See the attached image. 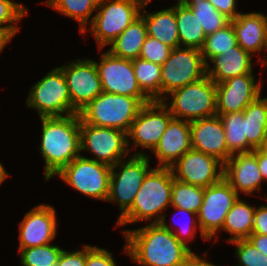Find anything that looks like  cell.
I'll return each instance as SVG.
<instances>
[{
  "label": "cell",
  "mask_w": 267,
  "mask_h": 266,
  "mask_svg": "<svg viewBox=\"0 0 267 266\" xmlns=\"http://www.w3.org/2000/svg\"><path fill=\"white\" fill-rule=\"evenodd\" d=\"M27 106L37 110L40 117L72 115V104L63 71L56 67L31 87Z\"/></svg>",
  "instance_id": "7"
},
{
  "label": "cell",
  "mask_w": 267,
  "mask_h": 266,
  "mask_svg": "<svg viewBox=\"0 0 267 266\" xmlns=\"http://www.w3.org/2000/svg\"><path fill=\"white\" fill-rule=\"evenodd\" d=\"M220 13L230 20L235 19L240 12H236V0H208Z\"/></svg>",
  "instance_id": "43"
},
{
  "label": "cell",
  "mask_w": 267,
  "mask_h": 266,
  "mask_svg": "<svg viewBox=\"0 0 267 266\" xmlns=\"http://www.w3.org/2000/svg\"><path fill=\"white\" fill-rule=\"evenodd\" d=\"M170 169L174 179L206 188L223 178L224 164L213 156L191 148Z\"/></svg>",
  "instance_id": "15"
},
{
  "label": "cell",
  "mask_w": 267,
  "mask_h": 266,
  "mask_svg": "<svg viewBox=\"0 0 267 266\" xmlns=\"http://www.w3.org/2000/svg\"><path fill=\"white\" fill-rule=\"evenodd\" d=\"M141 90L151 99L161 101V65L137 58L132 60Z\"/></svg>",
  "instance_id": "30"
},
{
  "label": "cell",
  "mask_w": 267,
  "mask_h": 266,
  "mask_svg": "<svg viewBox=\"0 0 267 266\" xmlns=\"http://www.w3.org/2000/svg\"><path fill=\"white\" fill-rule=\"evenodd\" d=\"M65 76L72 104V114L79 112L103 92L95 61L77 59L59 67Z\"/></svg>",
  "instance_id": "14"
},
{
  "label": "cell",
  "mask_w": 267,
  "mask_h": 266,
  "mask_svg": "<svg viewBox=\"0 0 267 266\" xmlns=\"http://www.w3.org/2000/svg\"><path fill=\"white\" fill-rule=\"evenodd\" d=\"M176 19L180 47L182 45L184 47L201 50L205 42L206 34L192 9L186 4L177 3Z\"/></svg>",
  "instance_id": "27"
},
{
  "label": "cell",
  "mask_w": 267,
  "mask_h": 266,
  "mask_svg": "<svg viewBox=\"0 0 267 266\" xmlns=\"http://www.w3.org/2000/svg\"><path fill=\"white\" fill-rule=\"evenodd\" d=\"M129 145L126 132L90 125L80 118V151L92 152L96 156L92 160L112 167L128 154Z\"/></svg>",
  "instance_id": "11"
},
{
  "label": "cell",
  "mask_w": 267,
  "mask_h": 266,
  "mask_svg": "<svg viewBox=\"0 0 267 266\" xmlns=\"http://www.w3.org/2000/svg\"><path fill=\"white\" fill-rule=\"evenodd\" d=\"M239 266H267V256L261 253L248 239L235 240Z\"/></svg>",
  "instance_id": "37"
},
{
  "label": "cell",
  "mask_w": 267,
  "mask_h": 266,
  "mask_svg": "<svg viewBox=\"0 0 267 266\" xmlns=\"http://www.w3.org/2000/svg\"><path fill=\"white\" fill-rule=\"evenodd\" d=\"M242 112L248 143L254 149L265 148L267 143V98L259 96Z\"/></svg>",
  "instance_id": "26"
},
{
  "label": "cell",
  "mask_w": 267,
  "mask_h": 266,
  "mask_svg": "<svg viewBox=\"0 0 267 266\" xmlns=\"http://www.w3.org/2000/svg\"><path fill=\"white\" fill-rule=\"evenodd\" d=\"M27 13L26 8L20 3L11 0H0V31H3L10 39L16 35L19 28L17 23ZM8 23V25H6ZM5 26H4V25ZM3 25V26H2Z\"/></svg>",
  "instance_id": "36"
},
{
  "label": "cell",
  "mask_w": 267,
  "mask_h": 266,
  "mask_svg": "<svg viewBox=\"0 0 267 266\" xmlns=\"http://www.w3.org/2000/svg\"><path fill=\"white\" fill-rule=\"evenodd\" d=\"M57 266H86V245L82 250L74 252L62 250Z\"/></svg>",
  "instance_id": "41"
},
{
  "label": "cell",
  "mask_w": 267,
  "mask_h": 266,
  "mask_svg": "<svg viewBox=\"0 0 267 266\" xmlns=\"http://www.w3.org/2000/svg\"><path fill=\"white\" fill-rule=\"evenodd\" d=\"M261 81L254 74H244L216 84L217 115L242 112L261 94Z\"/></svg>",
  "instance_id": "17"
},
{
  "label": "cell",
  "mask_w": 267,
  "mask_h": 266,
  "mask_svg": "<svg viewBox=\"0 0 267 266\" xmlns=\"http://www.w3.org/2000/svg\"><path fill=\"white\" fill-rule=\"evenodd\" d=\"M209 60L213 62L214 67L210 69L209 63H206V75L215 84L235 76L253 74L251 54L244 51L238 44L231 47L228 52L224 51Z\"/></svg>",
  "instance_id": "23"
},
{
  "label": "cell",
  "mask_w": 267,
  "mask_h": 266,
  "mask_svg": "<svg viewBox=\"0 0 267 266\" xmlns=\"http://www.w3.org/2000/svg\"><path fill=\"white\" fill-rule=\"evenodd\" d=\"M177 209L178 212L180 213H186L188 215H191L192 218L193 216L196 217L197 219V214L191 211H187L184 209H180V208H175ZM190 219V218H189ZM193 221V222H192ZM192 221H189L190 224L186 225L184 227H181L179 229H176V231H174L172 228L168 227V225L165 222V218H162V220L159 222L164 228L170 230L176 237L177 239L183 243L186 247H188L190 249V247L188 246V242L190 240H192L194 238V235L196 233V227L198 228L199 224H197V222L195 221V219L193 218ZM192 223V225H191ZM194 224V225H193ZM191 225V226H190ZM181 226V225H180ZM188 240V241H187Z\"/></svg>",
  "instance_id": "39"
},
{
  "label": "cell",
  "mask_w": 267,
  "mask_h": 266,
  "mask_svg": "<svg viewBox=\"0 0 267 266\" xmlns=\"http://www.w3.org/2000/svg\"><path fill=\"white\" fill-rule=\"evenodd\" d=\"M191 148L190 122L172 118L153 152L159 167H170Z\"/></svg>",
  "instance_id": "21"
},
{
  "label": "cell",
  "mask_w": 267,
  "mask_h": 266,
  "mask_svg": "<svg viewBox=\"0 0 267 266\" xmlns=\"http://www.w3.org/2000/svg\"><path fill=\"white\" fill-rule=\"evenodd\" d=\"M190 137L192 149L213 156L223 164L232 156L228 152L224 126L218 115L191 121Z\"/></svg>",
  "instance_id": "19"
},
{
  "label": "cell",
  "mask_w": 267,
  "mask_h": 266,
  "mask_svg": "<svg viewBox=\"0 0 267 266\" xmlns=\"http://www.w3.org/2000/svg\"><path fill=\"white\" fill-rule=\"evenodd\" d=\"M206 76V63L201 50L196 48H173L161 65V101L163 94L182 88Z\"/></svg>",
  "instance_id": "8"
},
{
  "label": "cell",
  "mask_w": 267,
  "mask_h": 266,
  "mask_svg": "<svg viewBox=\"0 0 267 266\" xmlns=\"http://www.w3.org/2000/svg\"><path fill=\"white\" fill-rule=\"evenodd\" d=\"M173 174L170 167H154L145 176L132 206L119 216L117 225H127L140 220H149L154 216L153 223H159L165 215L161 212L171 205Z\"/></svg>",
  "instance_id": "3"
},
{
  "label": "cell",
  "mask_w": 267,
  "mask_h": 266,
  "mask_svg": "<svg viewBox=\"0 0 267 266\" xmlns=\"http://www.w3.org/2000/svg\"><path fill=\"white\" fill-rule=\"evenodd\" d=\"M204 198V188L173 179L171 206L198 214Z\"/></svg>",
  "instance_id": "33"
},
{
  "label": "cell",
  "mask_w": 267,
  "mask_h": 266,
  "mask_svg": "<svg viewBox=\"0 0 267 266\" xmlns=\"http://www.w3.org/2000/svg\"><path fill=\"white\" fill-rule=\"evenodd\" d=\"M239 198V194L222 178L204 188V198L197 214L199 229L204 240L216 236L223 227L227 213Z\"/></svg>",
  "instance_id": "12"
},
{
  "label": "cell",
  "mask_w": 267,
  "mask_h": 266,
  "mask_svg": "<svg viewBox=\"0 0 267 266\" xmlns=\"http://www.w3.org/2000/svg\"><path fill=\"white\" fill-rule=\"evenodd\" d=\"M230 22L236 33L237 44L244 51L250 54L263 49L267 51V16L262 13H240ZM263 64H267V61Z\"/></svg>",
  "instance_id": "22"
},
{
  "label": "cell",
  "mask_w": 267,
  "mask_h": 266,
  "mask_svg": "<svg viewBox=\"0 0 267 266\" xmlns=\"http://www.w3.org/2000/svg\"><path fill=\"white\" fill-rule=\"evenodd\" d=\"M267 200V197H265ZM252 233L267 235V205L255 209Z\"/></svg>",
  "instance_id": "42"
},
{
  "label": "cell",
  "mask_w": 267,
  "mask_h": 266,
  "mask_svg": "<svg viewBox=\"0 0 267 266\" xmlns=\"http://www.w3.org/2000/svg\"><path fill=\"white\" fill-rule=\"evenodd\" d=\"M143 105L136 97L102 92L79 115L84 123L128 133Z\"/></svg>",
  "instance_id": "4"
},
{
  "label": "cell",
  "mask_w": 267,
  "mask_h": 266,
  "mask_svg": "<svg viewBox=\"0 0 267 266\" xmlns=\"http://www.w3.org/2000/svg\"><path fill=\"white\" fill-rule=\"evenodd\" d=\"M146 5L144 2L142 5L144 13L141 15L144 17L147 36L161 41L172 49L180 47L176 5L154 13H147L144 8Z\"/></svg>",
  "instance_id": "24"
},
{
  "label": "cell",
  "mask_w": 267,
  "mask_h": 266,
  "mask_svg": "<svg viewBox=\"0 0 267 266\" xmlns=\"http://www.w3.org/2000/svg\"><path fill=\"white\" fill-rule=\"evenodd\" d=\"M10 41V38L3 32L0 31V52L3 50V48L8 44Z\"/></svg>",
  "instance_id": "47"
},
{
  "label": "cell",
  "mask_w": 267,
  "mask_h": 266,
  "mask_svg": "<svg viewBox=\"0 0 267 266\" xmlns=\"http://www.w3.org/2000/svg\"><path fill=\"white\" fill-rule=\"evenodd\" d=\"M8 174L5 171L3 165L0 162V185L2 184V182L7 178Z\"/></svg>",
  "instance_id": "48"
},
{
  "label": "cell",
  "mask_w": 267,
  "mask_h": 266,
  "mask_svg": "<svg viewBox=\"0 0 267 266\" xmlns=\"http://www.w3.org/2000/svg\"><path fill=\"white\" fill-rule=\"evenodd\" d=\"M236 44V33L231 22L224 28L206 35L204 45L201 49L205 63H208V60L213 56H219L224 51L228 52Z\"/></svg>",
  "instance_id": "34"
},
{
  "label": "cell",
  "mask_w": 267,
  "mask_h": 266,
  "mask_svg": "<svg viewBox=\"0 0 267 266\" xmlns=\"http://www.w3.org/2000/svg\"><path fill=\"white\" fill-rule=\"evenodd\" d=\"M225 130L228 152L231 155L251 152L254 148L248 143L245 135V119L243 112L220 115Z\"/></svg>",
  "instance_id": "29"
},
{
  "label": "cell",
  "mask_w": 267,
  "mask_h": 266,
  "mask_svg": "<svg viewBox=\"0 0 267 266\" xmlns=\"http://www.w3.org/2000/svg\"><path fill=\"white\" fill-rule=\"evenodd\" d=\"M186 4L192 9L206 35L224 28L230 19L220 13L208 0H187Z\"/></svg>",
  "instance_id": "32"
},
{
  "label": "cell",
  "mask_w": 267,
  "mask_h": 266,
  "mask_svg": "<svg viewBox=\"0 0 267 266\" xmlns=\"http://www.w3.org/2000/svg\"><path fill=\"white\" fill-rule=\"evenodd\" d=\"M86 266H116V263L106 249L86 245Z\"/></svg>",
  "instance_id": "40"
},
{
  "label": "cell",
  "mask_w": 267,
  "mask_h": 266,
  "mask_svg": "<svg viewBox=\"0 0 267 266\" xmlns=\"http://www.w3.org/2000/svg\"><path fill=\"white\" fill-rule=\"evenodd\" d=\"M255 209L239 198L233 204L222 227L232 235L229 242L247 239L252 234Z\"/></svg>",
  "instance_id": "28"
},
{
  "label": "cell",
  "mask_w": 267,
  "mask_h": 266,
  "mask_svg": "<svg viewBox=\"0 0 267 266\" xmlns=\"http://www.w3.org/2000/svg\"><path fill=\"white\" fill-rule=\"evenodd\" d=\"M56 175L82 194L107 201L111 166L80 155Z\"/></svg>",
  "instance_id": "10"
},
{
  "label": "cell",
  "mask_w": 267,
  "mask_h": 266,
  "mask_svg": "<svg viewBox=\"0 0 267 266\" xmlns=\"http://www.w3.org/2000/svg\"><path fill=\"white\" fill-rule=\"evenodd\" d=\"M42 139L40 153L45 160V179L58 174L80 153V115L40 117Z\"/></svg>",
  "instance_id": "2"
},
{
  "label": "cell",
  "mask_w": 267,
  "mask_h": 266,
  "mask_svg": "<svg viewBox=\"0 0 267 266\" xmlns=\"http://www.w3.org/2000/svg\"><path fill=\"white\" fill-rule=\"evenodd\" d=\"M169 107L173 118L193 121L217 115L216 84L206 75L202 79L172 91ZM169 105V106H168Z\"/></svg>",
  "instance_id": "5"
},
{
  "label": "cell",
  "mask_w": 267,
  "mask_h": 266,
  "mask_svg": "<svg viewBox=\"0 0 267 266\" xmlns=\"http://www.w3.org/2000/svg\"><path fill=\"white\" fill-rule=\"evenodd\" d=\"M258 168L264 180H267V150L265 148L256 149Z\"/></svg>",
  "instance_id": "45"
},
{
  "label": "cell",
  "mask_w": 267,
  "mask_h": 266,
  "mask_svg": "<svg viewBox=\"0 0 267 266\" xmlns=\"http://www.w3.org/2000/svg\"><path fill=\"white\" fill-rule=\"evenodd\" d=\"M100 0H47L46 4L73 18L80 24V33L86 32V24L94 10H97Z\"/></svg>",
  "instance_id": "31"
},
{
  "label": "cell",
  "mask_w": 267,
  "mask_h": 266,
  "mask_svg": "<svg viewBox=\"0 0 267 266\" xmlns=\"http://www.w3.org/2000/svg\"><path fill=\"white\" fill-rule=\"evenodd\" d=\"M103 92L138 98L143 104L152 100L141 90L134 74L132 60L112 55L109 51L95 61Z\"/></svg>",
  "instance_id": "13"
},
{
  "label": "cell",
  "mask_w": 267,
  "mask_h": 266,
  "mask_svg": "<svg viewBox=\"0 0 267 266\" xmlns=\"http://www.w3.org/2000/svg\"><path fill=\"white\" fill-rule=\"evenodd\" d=\"M172 48L162 43L161 41L147 36L142 45V50L139 58L162 65L170 55Z\"/></svg>",
  "instance_id": "38"
},
{
  "label": "cell",
  "mask_w": 267,
  "mask_h": 266,
  "mask_svg": "<svg viewBox=\"0 0 267 266\" xmlns=\"http://www.w3.org/2000/svg\"><path fill=\"white\" fill-rule=\"evenodd\" d=\"M261 253L267 256V235L252 233L247 238Z\"/></svg>",
  "instance_id": "44"
},
{
  "label": "cell",
  "mask_w": 267,
  "mask_h": 266,
  "mask_svg": "<svg viewBox=\"0 0 267 266\" xmlns=\"http://www.w3.org/2000/svg\"><path fill=\"white\" fill-rule=\"evenodd\" d=\"M203 256H197L193 253L182 266H214L210 262L205 261L202 259Z\"/></svg>",
  "instance_id": "46"
},
{
  "label": "cell",
  "mask_w": 267,
  "mask_h": 266,
  "mask_svg": "<svg viewBox=\"0 0 267 266\" xmlns=\"http://www.w3.org/2000/svg\"><path fill=\"white\" fill-rule=\"evenodd\" d=\"M125 253L144 266H182L193 254L177 237L160 223L136 230H124Z\"/></svg>",
  "instance_id": "1"
},
{
  "label": "cell",
  "mask_w": 267,
  "mask_h": 266,
  "mask_svg": "<svg viewBox=\"0 0 267 266\" xmlns=\"http://www.w3.org/2000/svg\"><path fill=\"white\" fill-rule=\"evenodd\" d=\"M166 103L152 100L141 107L127 133V137L133 139V145L152 151L155 149L169 121L173 118Z\"/></svg>",
  "instance_id": "16"
},
{
  "label": "cell",
  "mask_w": 267,
  "mask_h": 266,
  "mask_svg": "<svg viewBox=\"0 0 267 266\" xmlns=\"http://www.w3.org/2000/svg\"><path fill=\"white\" fill-rule=\"evenodd\" d=\"M55 209L40 204L26 213L19 225V248H32L50 244L56 237Z\"/></svg>",
  "instance_id": "18"
},
{
  "label": "cell",
  "mask_w": 267,
  "mask_h": 266,
  "mask_svg": "<svg viewBox=\"0 0 267 266\" xmlns=\"http://www.w3.org/2000/svg\"><path fill=\"white\" fill-rule=\"evenodd\" d=\"M63 249L46 244L32 248H19L22 266H53Z\"/></svg>",
  "instance_id": "35"
},
{
  "label": "cell",
  "mask_w": 267,
  "mask_h": 266,
  "mask_svg": "<svg viewBox=\"0 0 267 266\" xmlns=\"http://www.w3.org/2000/svg\"><path fill=\"white\" fill-rule=\"evenodd\" d=\"M119 168V172L115 171ZM149 158L139 151L133 154L127 162L124 159L111 167L109 195L107 201L119 204L122 216L131 206L147 173L151 170Z\"/></svg>",
  "instance_id": "9"
},
{
  "label": "cell",
  "mask_w": 267,
  "mask_h": 266,
  "mask_svg": "<svg viewBox=\"0 0 267 266\" xmlns=\"http://www.w3.org/2000/svg\"><path fill=\"white\" fill-rule=\"evenodd\" d=\"M223 178L239 194L246 195L259 191L262 174L258 168L256 149L251 152L232 155L224 164Z\"/></svg>",
  "instance_id": "20"
},
{
  "label": "cell",
  "mask_w": 267,
  "mask_h": 266,
  "mask_svg": "<svg viewBox=\"0 0 267 266\" xmlns=\"http://www.w3.org/2000/svg\"><path fill=\"white\" fill-rule=\"evenodd\" d=\"M144 0H100L97 14L91 18L89 28L94 35L99 49L109 45L136 18Z\"/></svg>",
  "instance_id": "6"
},
{
  "label": "cell",
  "mask_w": 267,
  "mask_h": 266,
  "mask_svg": "<svg viewBox=\"0 0 267 266\" xmlns=\"http://www.w3.org/2000/svg\"><path fill=\"white\" fill-rule=\"evenodd\" d=\"M146 37L147 31L144 17L140 13V16L110 43L112 46L108 51L119 58L137 59L140 56Z\"/></svg>",
  "instance_id": "25"
},
{
  "label": "cell",
  "mask_w": 267,
  "mask_h": 266,
  "mask_svg": "<svg viewBox=\"0 0 267 266\" xmlns=\"http://www.w3.org/2000/svg\"><path fill=\"white\" fill-rule=\"evenodd\" d=\"M149 1H152V0H144V2H145L146 4H148ZM186 1H187V0H178L177 3H178V4H184Z\"/></svg>",
  "instance_id": "49"
}]
</instances>
